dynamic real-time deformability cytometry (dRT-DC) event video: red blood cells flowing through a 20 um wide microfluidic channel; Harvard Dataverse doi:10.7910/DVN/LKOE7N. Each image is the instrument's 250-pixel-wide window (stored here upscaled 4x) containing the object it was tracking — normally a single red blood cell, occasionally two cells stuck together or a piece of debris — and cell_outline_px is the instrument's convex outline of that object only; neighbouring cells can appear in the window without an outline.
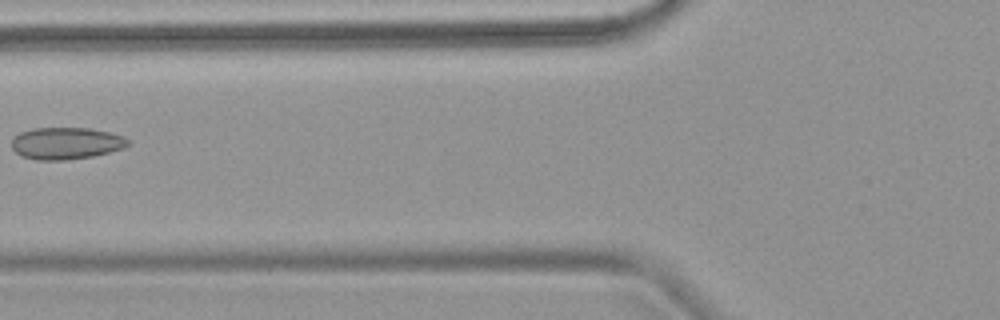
{"species": "common noctule bat (a hibernating species)", "species_latin": "Nyctalus noctula", "temperature_condition": "warm", "stored_images_in_passage": 7, "camera_frame_rate_fps": 3000, "um_per_image_px": 0.085, "animal": {"sex": "female", "body_mass_g": 18.4}, "frame": {"image": 1, "passage_image": 6, "time_ms": 8.667, "image_size_px": [1000, 320], "cell_outline_px": [[128, 144], [124, 148], [92, 156], [64, 160], [36, 160], [20, 156], [12, 148], [12, 140], [20, 132], [32, 128], [92, 128], [124, 136], [128, 140]], "centroid_in_image_um": [5.59, 12.18], "position_along_channel_um": 120.2, "area_um2": 21.62}}
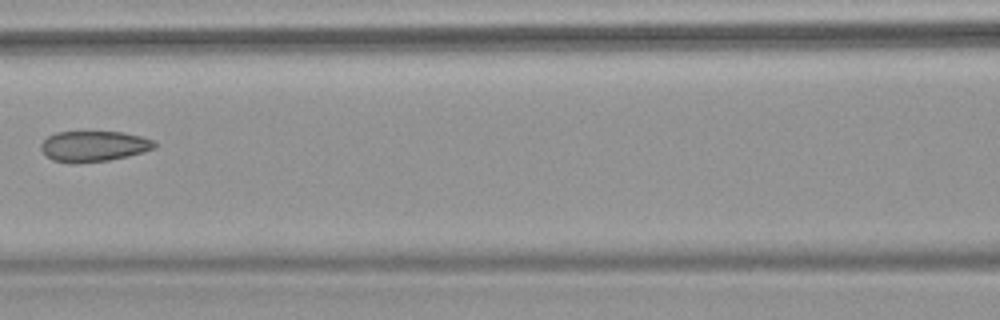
{"frame": {"image": 2, "passage_image": 7, "time_ms": 9.667, "image_size_px": [1000, 320], "cell_outline_px": [[156, 144], [152, 148], [128, 156], [108, 160], [72, 164], [52, 160], [40, 148], [40, 144], [48, 136], [56, 132], [124, 132], [140, 136], [152, 140]], "centroid_in_image_um": [7.91, 12.43], "position_along_channel_um": 158.7, "area_um2": 20.06}}